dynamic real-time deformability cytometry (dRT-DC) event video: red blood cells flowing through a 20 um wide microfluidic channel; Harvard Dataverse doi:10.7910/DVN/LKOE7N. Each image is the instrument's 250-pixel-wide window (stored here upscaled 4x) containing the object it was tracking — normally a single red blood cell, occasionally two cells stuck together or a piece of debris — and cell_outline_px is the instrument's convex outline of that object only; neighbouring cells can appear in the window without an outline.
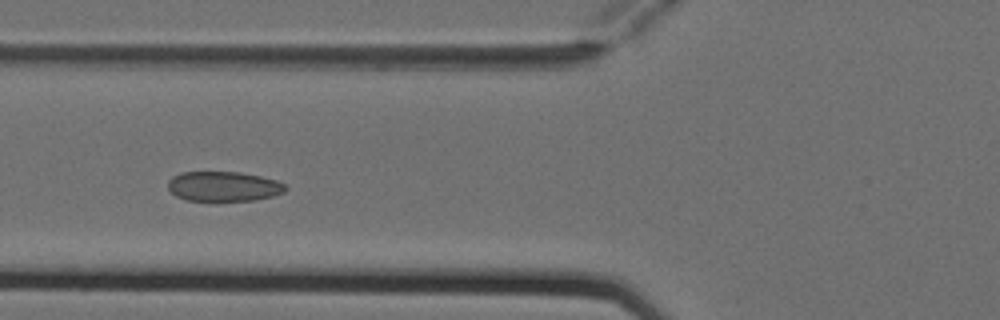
{"species": "Egyptian fruit bat (a non-hibernating species)", "species_latin": "Rousettus aegyptiacus", "temperature_condition": "cold", "stored_images_in_passage": 5, "camera_frame_rate_fps": 3000, "um_per_image_px": 0.085, "animal": {"sex": "female"}, "frame": {"image": 1, "passage_image": 2, "time_ms": 0.333, "image_size_px": [1000, 320], "cell_outline_px": [[288, 188], [284, 192], [272, 196], [256, 200], [184, 200], [176, 196], [168, 188], [168, 180], [172, 176], [180, 172], [240, 172], [260, 176], [276, 180], [284, 184]], "centroid_in_image_um": [18.99, 15.83], "position_along_channel_um": 106.8, "area_um2": 20.4}}
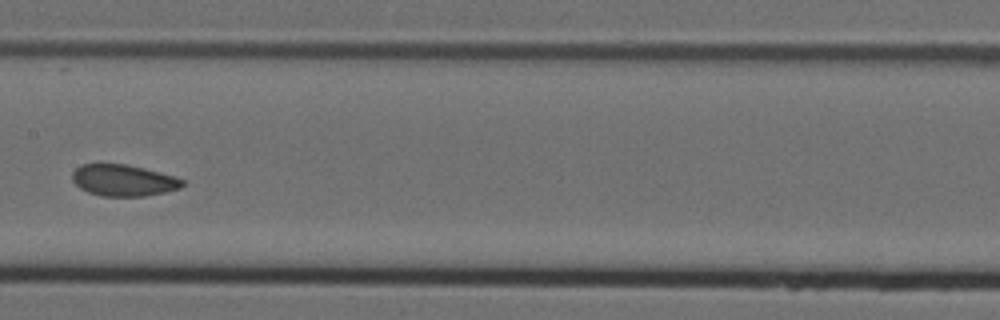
{"frame": {"image": 2, "passage_image": 4, "time_ms": 1.0, "image_size_px": [1000, 320], "cell_outline_px": [[184, 184], [180, 188], [164, 192], [144, 196], [100, 196], [88, 192], [80, 188], [72, 180], [72, 172], [80, 164], [124, 164], [144, 168], [176, 176], [184, 180]], "centroid_in_image_um": [10.49, 15.33], "position_along_channel_um": 196.9, "area_um2": 20.23}}
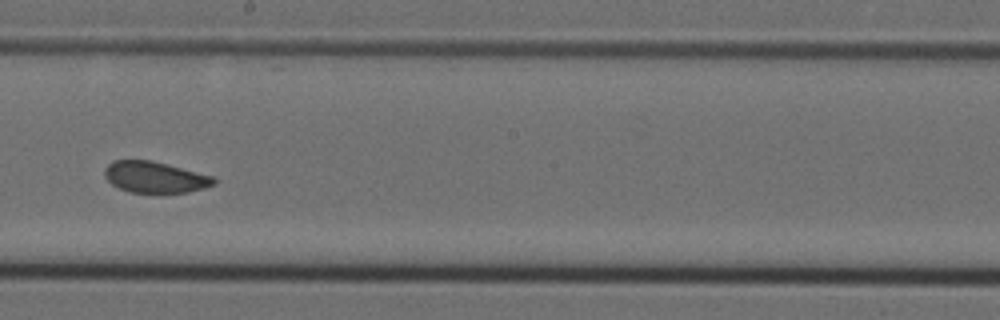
{"frame": {"image": 3, "passage_image": 5, "time_ms": 1.333, "image_size_px": [1000, 320], "cell_outline_px": [[216, 184], [204, 188], [188, 192], [128, 192], [112, 184], [104, 176], [104, 168], [112, 160], [152, 160], [212, 176], [216, 180]], "centroid_in_image_um": [13.14, 15.05], "position_along_channel_um": 235.1, "area_um2": 19.77}}